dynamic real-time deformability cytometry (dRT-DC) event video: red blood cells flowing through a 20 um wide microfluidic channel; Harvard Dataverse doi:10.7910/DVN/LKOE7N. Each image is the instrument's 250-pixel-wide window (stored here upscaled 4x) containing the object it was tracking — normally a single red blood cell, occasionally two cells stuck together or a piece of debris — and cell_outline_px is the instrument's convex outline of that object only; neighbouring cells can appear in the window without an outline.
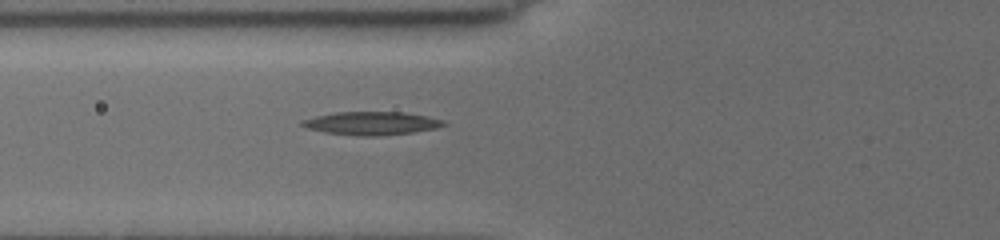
{"species": "common noctule bat (a hibernating species)", "species_latin": "Nyctalus noctula", "temperature_condition": "cold", "stored_images_in_passage": 5, "camera_frame_rate_fps": 3000, "um_per_image_px": 0.085, "animal": {"sex": "female", "body_mass_g": 19.5, "forearm_length_mm": 54.1}, "frame": {"image": 1, "passage_image": 5, "time_ms": 3.667, "image_size_px": [1000, 240], "cell_outline_px": [[448, 124], [436, 128], [412, 132], [380, 136], [356, 136], [324, 132], [308, 128], [300, 124], [300, 120], [316, 116], [336, 112], [404, 112], [444, 120]], "centroid_in_image_um": [31.56, 10.48], "position_along_channel_um": 94.2, "area_um2": 19.13}}